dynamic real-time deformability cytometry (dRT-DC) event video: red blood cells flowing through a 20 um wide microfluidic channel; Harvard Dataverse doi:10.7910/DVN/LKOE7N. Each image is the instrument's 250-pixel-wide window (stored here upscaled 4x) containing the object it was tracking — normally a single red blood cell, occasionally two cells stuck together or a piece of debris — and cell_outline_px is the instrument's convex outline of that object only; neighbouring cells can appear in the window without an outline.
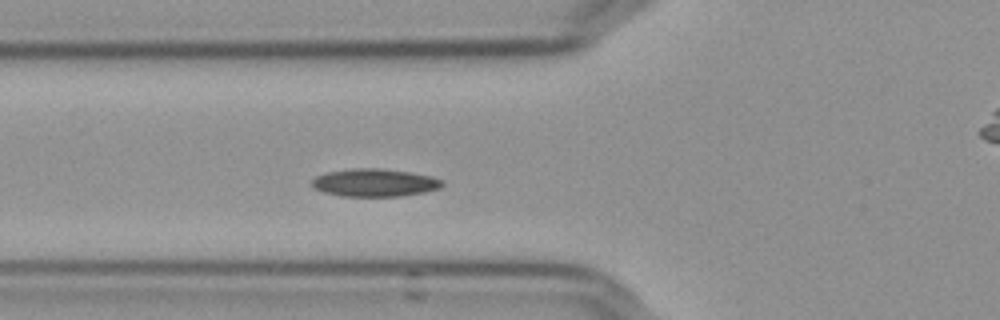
{"species": "Egyptian fruit bat (a non-hibernating species)", "species_latin": "Rousettus aegyptiacus", "temperature_condition": "cold", "stored_images_in_passage": 52, "camera_frame_rate_fps": 3000, "um_per_image_px": 0.085, "frame": {"image": 1, "passage_image": 16, "time_ms": 5.0, "image_size_px": [1000, 320], "cell_outline_px": [[444, 184], [440, 188], [424, 192], [400, 196], [340, 196], [324, 192], [312, 188], [312, 180], [316, 176], [328, 172], [352, 168], [380, 168], [412, 172], [432, 176], [444, 180]], "centroid_in_image_um": [31.86, 15.52], "position_along_channel_um": 93.9, "area_um2": 21.27}, "authors_computed_cell_mechanics": {"area_um2": 20.0277, "velocity_mm_per_s": 3.5845, "shape_relaxation_time_tau1_ms": 4.7858, "shape_relaxation_time_tau2_ms": 5.6471, "deformation_change_tau1": 0.0977, "deformation_change_tau2": 0.0865}}